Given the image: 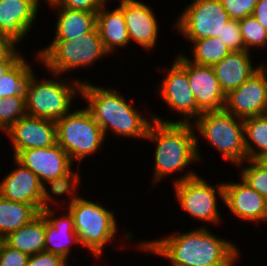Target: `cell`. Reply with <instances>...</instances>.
<instances>
[{
	"label": "cell",
	"mask_w": 267,
	"mask_h": 266,
	"mask_svg": "<svg viewBox=\"0 0 267 266\" xmlns=\"http://www.w3.org/2000/svg\"><path fill=\"white\" fill-rule=\"evenodd\" d=\"M137 246L143 253L166 258L171 266H234L240 259L236 243L218 237L205 225L183 233L173 231L160 239L143 240Z\"/></svg>",
	"instance_id": "6da1fadb"
},
{
	"label": "cell",
	"mask_w": 267,
	"mask_h": 266,
	"mask_svg": "<svg viewBox=\"0 0 267 266\" xmlns=\"http://www.w3.org/2000/svg\"><path fill=\"white\" fill-rule=\"evenodd\" d=\"M89 82L84 80L82 83L80 96H83V100L86 99V108L102 129L105 138L111 132L113 136L122 139L145 140L149 126L154 121L152 110L145 112L147 118L143 115L145 113L133 106V99L127 101L125 95L115 87H101Z\"/></svg>",
	"instance_id": "7a4b0ae2"
},
{
	"label": "cell",
	"mask_w": 267,
	"mask_h": 266,
	"mask_svg": "<svg viewBox=\"0 0 267 266\" xmlns=\"http://www.w3.org/2000/svg\"><path fill=\"white\" fill-rule=\"evenodd\" d=\"M195 136L192 123H163L155 120L151 123L145 140L156 143L152 177L154 186L178 171L185 173L172 179V185L198 175L193 169L184 171L189 165L194 163L195 166L199 162Z\"/></svg>",
	"instance_id": "3957f363"
},
{
	"label": "cell",
	"mask_w": 267,
	"mask_h": 266,
	"mask_svg": "<svg viewBox=\"0 0 267 266\" xmlns=\"http://www.w3.org/2000/svg\"><path fill=\"white\" fill-rule=\"evenodd\" d=\"M48 73L53 78L38 79L34 71L29 76L25 86L26 114L56 122L73 110L72 103L81 94L84 80L73 78L69 81L63 75Z\"/></svg>",
	"instance_id": "277c9868"
},
{
	"label": "cell",
	"mask_w": 267,
	"mask_h": 266,
	"mask_svg": "<svg viewBox=\"0 0 267 266\" xmlns=\"http://www.w3.org/2000/svg\"><path fill=\"white\" fill-rule=\"evenodd\" d=\"M35 53V61L43 64L46 71L63 76L79 68L92 67L107 55L110 56L97 28L73 40H52Z\"/></svg>",
	"instance_id": "5b68a950"
},
{
	"label": "cell",
	"mask_w": 267,
	"mask_h": 266,
	"mask_svg": "<svg viewBox=\"0 0 267 266\" xmlns=\"http://www.w3.org/2000/svg\"><path fill=\"white\" fill-rule=\"evenodd\" d=\"M192 125L196 130V153L199 161L202 162L198 147L200 137L235 167L247 160L243 119L225 110L203 112Z\"/></svg>",
	"instance_id": "8992f818"
},
{
	"label": "cell",
	"mask_w": 267,
	"mask_h": 266,
	"mask_svg": "<svg viewBox=\"0 0 267 266\" xmlns=\"http://www.w3.org/2000/svg\"><path fill=\"white\" fill-rule=\"evenodd\" d=\"M67 209L73 216L80 247L86 248L99 261L103 258L102 250L115 243L119 231L115 212L81 195Z\"/></svg>",
	"instance_id": "52a82bcc"
},
{
	"label": "cell",
	"mask_w": 267,
	"mask_h": 266,
	"mask_svg": "<svg viewBox=\"0 0 267 266\" xmlns=\"http://www.w3.org/2000/svg\"><path fill=\"white\" fill-rule=\"evenodd\" d=\"M57 144L69 155L73 163H78L105 146V136L85 107L71 110L56 121ZM85 158V159H84Z\"/></svg>",
	"instance_id": "ba28073f"
},
{
	"label": "cell",
	"mask_w": 267,
	"mask_h": 266,
	"mask_svg": "<svg viewBox=\"0 0 267 266\" xmlns=\"http://www.w3.org/2000/svg\"><path fill=\"white\" fill-rule=\"evenodd\" d=\"M216 185L214 186L202 176L196 175L173 184L175 199L180 208L192 219L204 221V224L209 222L213 226L221 225L222 217L218 211V199L224 202V184L221 181Z\"/></svg>",
	"instance_id": "9c48e42d"
},
{
	"label": "cell",
	"mask_w": 267,
	"mask_h": 266,
	"mask_svg": "<svg viewBox=\"0 0 267 266\" xmlns=\"http://www.w3.org/2000/svg\"><path fill=\"white\" fill-rule=\"evenodd\" d=\"M177 15L173 29L190 43L207 37H220L230 17L220 0H192Z\"/></svg>",
	"instance_id": "30bf717a"
},
{
	"label": "cell",
	"mask_w": 267,
	"mask_h": 266,
	"mask_svg": "<svg viewBox=\"0 0 267 266\" xmlns=\"http://www.w3.org/2000/svg\"><path fill=\"white\" fill-rule=\"evenodd\" d=\"M163 71L166 76L164 75L157 85V96L180 117L179 121H171L153 114V119L163 123H193L201 113L197 110L187 71L175 59L172 65L169 68L165 67Z\"/></svg>",
	"instance_id": "8fae6325"
},
{
	"label": "cell",
	"mask_w": 267,
	"mask_h": 266,
	"mask_svg": "<svg viewBox=\"0 0 267 266\" xmlns=\"http://www.w3.org/2000/svg\"><path fill=\"white\" fill-rule=\"evenodd\" d=\"M224 110L243 120L267 114V68L263 64L226 95Z\"/></svg>",
	"instance_id": "7c38bea8"
},
{
	"label": "cell",
	"mask_w": 267,
	"mask_h": 266,
	"mask_svg": "<svg viewBox=\"0 0 267 266\" xmlns=\"http://www.w3.org/2000/svg\"><path fill=\"white\" fill-rule=\"evenodd\" d=\"M174 59L187 71L197 110L201 114L224 110L226 95L220 88L212 66L192 63L180 51Z\"/></svg>",
	"instance_id": "4fadbf2b"
},
{
	"label": "cell",
	"mask_w": 267,
	"mask_h": 266,
	"mask_svg": "<svg viewBox=\"0 0 267 266\" xmlns=\"http://www.w3.org/2000/svg\"><path fill=\"white\" fill-rule=\"evenodd\" d=\"M6 134L13 148V157L26 149L48 148L57 144L56 122L28 115L14 123Z\"/></svg>",
	"instance_id": "5bb4252c"
},
{
	"label": "cell",
	"mask_w": 267,
	"mask_h": 266,
	"mask_svg": "<svg viewBox=\"0 0 267 266\" xmlns=\"http://www.w3.org/2000/svg\"><path fill=\"white\" fill-rule=\"evenodd\" d=\"M238 180V182L223 181V203L229 208V213L247 223L255 222L258 225L267 222V200L241 178Z\"/></svg>",
	"instance_id": "9a60e30c"
},
{
	"label": "cell",
	"mask_w": 267,
	"mask_h": 266,
	"mask_svg": "<svg viewBox=\"0 0 267 266\" xmlns=\"http://www.w3.org/2000/svg\"><path fill=\"white\" fill-rule=\"evenodd\" d=\"M14 158L31 170L42 185L69 173L74 167L69 155L58 144L48 148L26 149Z\"/></svg>",
	"instance_id": "2e32d148"
},
{
	"label": "cell",
	"mask_w": 267,
	"mask_h": 266,
	"mask_svg": "<svg viewBox=\"0 0 267 266\" xmlns=\"http://www.w3.org/2000/svg\"><path fill=\"white\" fill-rule=\"evenodd\" d=\"M152 8L143 1L123 0V15L130 44L134 41L135 45L139 44L148 52L155 49L159 41V21Z\"/></svg>",
	"instance_id": "e0dca14e"
},
{
	"label": "cell",
	"mask_w": 267,
	"mask_h": 266,
	"mask_svg": "<svg viewBox=\"0 0 267 266\" xmlns=\"http://www.w3.org/2000/svg\"><path fill=\"white\" fill-rule=\"evenodd\" d=\"M41 2L42 0H0V32L20 45L36 24Z\"/></svg>",
	"instance_id": "ac0fdd59"
},
{
	"label": "cell",
	"mask_w": 267,
	"mask_h": 266,
	"mask_svg": "<svg viewBox=\"0 0 267 266\" xmlns=\"http://www.w3.org/2000/svg\"><path fill=\"white\" fill-rule=\"evenodd\" d=\"M65 210L63 208L65 213L59 215L56 207L41 210V213L46 218L44 251L68 261L71 259L72 247L75 244L80 245V242L74 228L73 216L67 208Z\"/></svg>",
	"instance_id": "d6986e66"
},
{
	"label": "cell",
	"mask_w": 267,
	"mask_h": 266,
	"mask_svg": "<svg viewBox=\"0 0 267 266\" xmlns=\"http://www.w3.org/2000/svg\"><path fill=\"white\" fill-rule=\"evenodd\" d=\"M15 167L0 181V195L14 202L33 205L41 212L42 184L38 177L13 157Z\"/></svg>",
	"instance_id": "ffe728a7"
},
{
	"label": "cell",
	"mask_w": 267,
	"mask_h": 266,
	"mask_svg": "<svg viewBox=\"0 0 267 266\" xmlns=\"http://www.w3.org/2000/svg\"><path fill=\"white\" fill-rule=\"evenodd\" d=\"M250 51H231L223 60L212 66L221 90L227 95L241 86L263 63L253 65Z\"/></svg>",
	"instance_id": "44dd1931"
},
{
	"label": "cell",
	"mask_w": 267,
	"mask_h": 266,
	"mask_svg": "<svg viewBox=\"0 0 267 266\" xmlns=\"http://www.w3.org/2000/svg\"><path fill=\"white\" fill-rule=\"evenodd\" d=\"M119 3L113 10H109L107 1L98 10L96 17V28L106 51L112 56L119 47L125 49L130 44L123 15V0H119Z\"/></svg>",
	"instance_id": "7402d4cb"
},
{
	"label": "cell",
	"mask_w": 267,
	"mask_h": 266,
	"mask_svg": "<svg viewBox=\"0 0 267 266\" xmlns=\"http://www.w3.org/2000/svg\"><path fill=\"white\" fill-rule=\"evenodd\" d=\"M57 12L55 34L52 40H73L92 32L96 28L97 13L72 10L65 7H51Z\"/></svg>",
	"instance_id": "603a6c76"
},
{
	"label": "cell",
	"mask_w": 267,
	"mask_h": 266,
	"mask_svg": "<svg viewBox=\"0 0 267 266\" xmlns=\"http://www.w3.org/2000/svg\"><path fill=\"white\" fill-rule=\"evenodd\" d=\"M80 173V169L77 168L75 171L71 170L63 176L45 182L42 185L41 210L54 208L55 206L59 209V204L62 205L60 208L65 209V206L67 208L70 204H72L80 196L79 193H77V190L79 189L78 187L81 183ZM64 195L66 198L70 197L68 198L69 200L64 199ZM60 198H63L64 200L62 199L61 202Z\"/></svg>",
	"instance_id": "cb8c5ba5"
},
{
	"label": "cell",
	"mask_w": 267,
	"mask_h": 266,
	"mask_svg": "<svg viewBox=\"0 0 267 266\" xmlns=\"http://www.w3.org/2000/svg\"><path fill=\"white\" fill-rule=\"evenodd\" d=\"M45 231L46 218L40 212L29 223L11 232L3 240L12 248L32 256L44 251Z\"/></svg>",
	"instance_id": "d4e9b609"
},
{
	"label": "cell",
	"mask_w": 267,
	"mask_h": 266,
	"mask_svg": "<svg viewBox=\"0 0 267 266\" xmlns=\"http://www.w3.org/2000/svg\"><path fill=\"white\" fill-rule=\"evenodd\" d=\"M39 213L31 204L14 202L0 195V240L29 223Z\"/></svg>",
	"instance_id": "484cf974"
},
{
	"label": "cell",
	"mask_w": 267,
	"mask_h": 266,
	"mask_svg": "<svg viewBox=\"0 0 267 266\" xmlns=\"http://www.w3.org/2000/svg\"><path fill=\"white\" fill-rule=\"evenodd\" d=\"M243 121L247 159L265 160L267 158V114Z\"/></svg>",
	"instance_id": "4316f807"
},
{
	"label": "cell",
	"mask_w": 267,
	"mask_h": 266,
	"mask_svg": "<svg viewBox=\"0 0 267 266\" xmlns=\"http://www.w3.org/2000/svg\"><path fill=\"white\" fill-rule=\"evenodd\" d=\"M190 44L193 58L186 53L182 54L188 61L198 65L213 66L231 52L219 37L202 38Z\"/></svg>",
	"instance_id": "83f0119b"
},
{
	"label": "cell",
	"mask_w": 267,
	"mask_h": 266,
	"mask_svg": "<svg viewBox=\"0 0 267 266\" xmlns=\"http://www.w3.org/2000/svg\"><path fill=\"white\" fill-rule=\"evenodd\" d=\"M22 56L5 74L0 76V99L12 96H25V86L34 69Z\"/></svg>",
	"instance_id": "f1b7e54d"
},
{
	"label": "cell",
	"mask_w": 267,
	"mask_h": 266,
	"mask_svg": "<svg viewBox=\"0 0 267 266\" xmlns=\"http://www.w3.org/2000/svg\"><path fill=\"white\" fill-rule=\"evenodd\" d=\"M244 163L247 164L245 167ZM236 168L241 170L239 178L267 200V163L264 160L247 159Z\"/></svg>",
	"instance_id": "f546056e"
},
{
	"label": "cell",
	"mask_w": 267,
	"mask_h": 266,
	"mask_svg": "<svg viewBox=\"0 0 267 266\" xmlns=\"http://www.w3.org/2000/svg\"><path fill=\"white\" fill-rule=\"evenodd\" d=\"M239 27L246 51L266 50L267 30L252 15L239 20Z\"/></svg>",
	"instance_id": "4dcf8cb0"
},
{
	"label": "cell",
	"mask_w": 267,
	"mask_h": 266,
	"mask_svg": "<svg viewBox=\"0 0 267 266\" xmlns=\"http://www.w3.org/2000/svg\"><path fill=\"white\" fill-rule=\"evenodd\" d=\"M25 96H12L0 99V132L7 130L20 118L26 116Z\"/></svg>",
	"instance_id": "1f68e13d"
},
{
	"label": "cell",
	"mask_w": 267,
	"mask_h": 266,
	"mask_svg": "<svg viewBox=\"0 0 267 266\" xmlns=\"http://www.w3.org/2000/svg\"><path fill=\"white\" fill-rule=\"evenodd\" d=\"M219 38L230 51H246L239 27V20L231 19L228 21L221 31Z\"/></svg>",
	"instance_id": "d6a6232c"
},
{
	"label": "cell",
	"mask_w": 267,
	"mask_h": 266,
	"mask_svg": "<svg viewBox=\"0 0 267 266\" xmlns=\"http://www.w3.org/2000/svg\"><path fill=\"white\" fill-rule=\"evenodd\" d=\"M230 19L241 20L252 15L258 0H220Z\"/></svg>",
	"instance_id": "836d02e7"
},
{
	"label": "cell",
	"mask_w": 267,
	"mask_h": 266,
	"mask_svg": "<svg viewBox=\"0 0 267 266\" xmlns=\"http://www.w3.org/2000/svg\"><path fill=\"white\" fill-rule=\"evenodd\" d=\"M48 7H65L72 10L95 12L109 0H44Z\"/></svg>",
	"instance_id": "e575fe53"
},
{
	"label": "cell",
	"mask_w": 267,
	"mask_h": 266,
	"mask_svg": "<svg viewBox=\"0 0 267 266\" xmlns=\"http://www.w3.org/2000/svg\"><path fill=\"white\" fill-rule=\"evenodd\" d=\"M29 256L0 240V266H26Z\"/></svg>",
	"instance_id": "d590c367"
},
{
	"label": "cell",
	"mask_w": 267,
	"mask_h": 266,
	"mask_svg": "<svg viewBox=\"0 0 267 266\" xmlns=\"http://www.w3.org/2000/svg\"><path fill=\"white\" fill-rule=\"evenodd\" d=\"M26 266H71L69 261L49 252H39L29 256Z\"/></svg>",
	"instance_id": "8d00e7d4"
},
{
	"label": "cell",
	"mask_w": 267,
	"mask_h": 266,
	"mask_svg": "<svg viewBox=\"0 0 267 266\" xmlns=\"http://www.w3.org/2000/svg\"><path fill=\"white\" fill-rule=\"evenodd\" d=\"M8 36L0 32V59H20L23 54Z\"/></svg>",
	"instance_id": "74e56055"
},
{
	"label": "cell",
	"mask_w": 267,
	"mask_h": 266,
	"mask_svg": "<svg viewBox=\"0 0 267 266\" xmlns=\"http://www.w3.org/2000/svg\"><path fill=\"white\" fill-rule=\"evenodd\" d=\"M252 16L267 30V0H258Z\"/></svg>",
	"instance_id": "f35d334b"
},
{
	"label": "cell",
	"mask_w": 267,
	"mask_h": 266,
	"mask_svg": "<svg viewBox=\"0 0 267 266\" xmlns=\"http://www.w3.org/2000/svg\"><path fill=\"white\" fill-rule=\"evenodd\" d=\"M19 59H0V76L5 74Z\"/></svg>",
	"instance_id": "ab89813d"
}]
</instances>
